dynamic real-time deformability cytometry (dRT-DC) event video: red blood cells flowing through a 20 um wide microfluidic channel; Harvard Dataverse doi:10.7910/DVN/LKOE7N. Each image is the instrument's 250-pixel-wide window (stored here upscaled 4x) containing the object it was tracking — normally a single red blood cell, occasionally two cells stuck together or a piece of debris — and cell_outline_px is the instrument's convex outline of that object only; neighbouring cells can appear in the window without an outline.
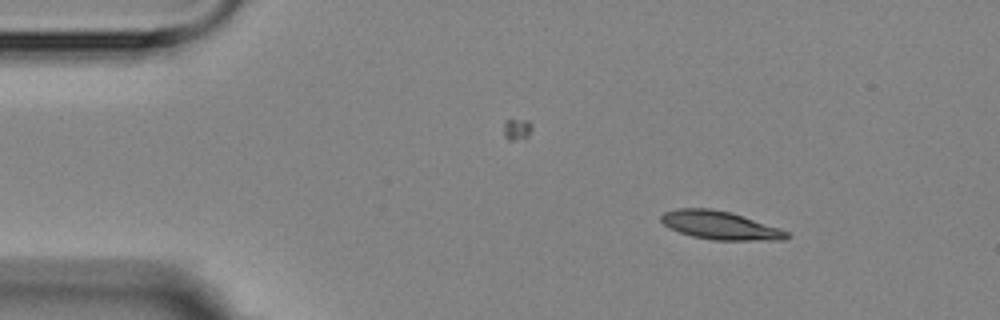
{"species": "Egyptian fruit bat (a non-hibernating species)", "species_latin": "Rousettus aegyptiacus", "temperature_condition": "room temperature", "stored_images_in_passage": 4, "segment_of_instrument_passage": [1, 2], "camera_frame_rate_fps": 3000, "um_per_image_px": 0.085, "animal": {"sex": "female"}, "frame": {"image": 1, "passage_image": 1, "time_ms": 0.0, "image_size_px": [1000, 320], "cell_outline_px": [[792, 236], [784, 240], [712, 240], [692, 236], [668, 228], [660, 220], [660, 216], [664, 212], [676, 208], [708, 208], [728, 212], [780, 228], [788, 232]], "centroid_in_image_um": [61.19, 19.16], "position_along_channel_um": 23.8, "area_um2": 20.63}}